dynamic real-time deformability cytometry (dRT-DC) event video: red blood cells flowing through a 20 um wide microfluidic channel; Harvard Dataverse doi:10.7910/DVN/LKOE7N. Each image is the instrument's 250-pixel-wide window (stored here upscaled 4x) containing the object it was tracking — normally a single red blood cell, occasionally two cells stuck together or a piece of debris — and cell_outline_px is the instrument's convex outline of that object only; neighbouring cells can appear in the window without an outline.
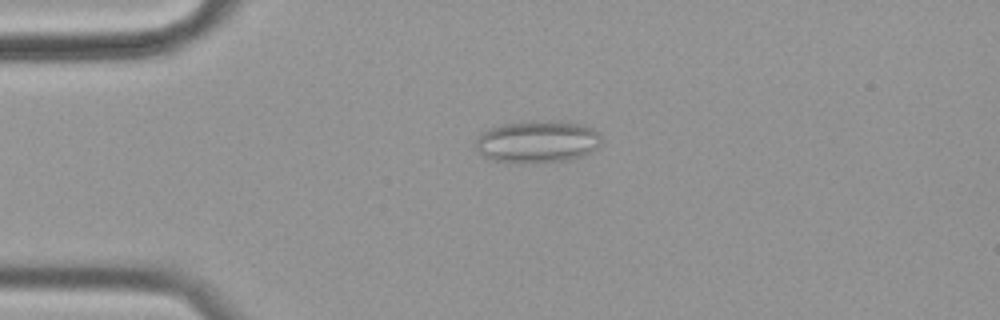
{"species": "common noctule bat (a hibernating species)", "species_latin": "Nyctalus noctula", "temperature_condition": "cold", "stored_images_in_passage": 44, "camera_frame_rate_fps": 3000, "um_per_image_px": 0.085, "animal": {"sex": "female", "body_mass_g": 19.9}, "frame": {"image": 1, "passage_image": 13, "time_ms": 4.0, "image_size_px": [1000, 320], "cell_outline_px": [[600, 148], [584, 156], [572, 160], [532, 164], [520, 164], [488, 160], [476, 148], [476, 140], [480, 132], [488, 128], [500, 124], [524, 120], [568, 120], [592, 128], [600, 132]], "centroid_in_image_um": [45.69, 12.04], "position_along_channel_um": 39.3, "area_um2": 32.43}}
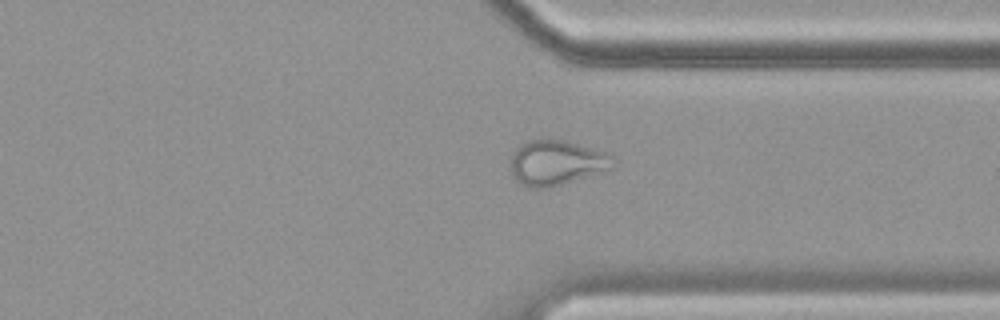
{"frame": {"image": 2, "passage_image": 43, "time_ms": 14.0, "image_size_px": [1000, 320], "cell_outline_px": [[620, 160], [616, 168], [548, 188], [532, 188], [520, 184], [512, 176], [512, 152], [520, 144], [528, 140], [548, 136], [564, 140], [604, 152], [616, 156]], "centroid_in_image_um": [47.36, 13.8], "position_along_channel_um": 364.0, "area_um2": 27.69}, "authors_computed_cell_mechanics": {"area_um2": 25.5476, "velocity_mm_per_s": 3.5148, "shape_relaxation_time_tau1_ms": null, "shape_relaxation_time_tau2_ms": 1.2858, "deformation_change_tau1": null, "deformation_change_tau2": 0.087}}